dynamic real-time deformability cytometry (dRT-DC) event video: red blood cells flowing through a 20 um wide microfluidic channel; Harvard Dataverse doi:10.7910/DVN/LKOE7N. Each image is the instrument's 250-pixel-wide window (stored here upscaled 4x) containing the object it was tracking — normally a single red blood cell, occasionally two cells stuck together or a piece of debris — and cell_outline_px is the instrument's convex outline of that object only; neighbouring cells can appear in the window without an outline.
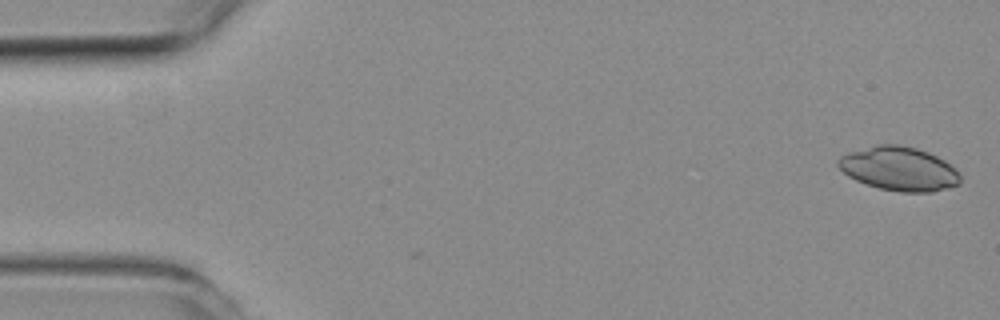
{"species": "common noctule bat (a hibernating species)", "species_latin": "Nyctalus noctula", "temperature_condition": "room temperature", "stored_images_in_passage": 3, "camera_frame_rate_fps": 3000, "um_per_image_px": 0.085, "animal": {"sex": "female", "body_mass_g": 19.3, "forearm_length_mm": 54.1}, "frame": {"image": 1, "passage_image": 1, "time_ms": 0.0, "image_size_px": [1000, 320], "cell_outline_px": [[960, 184], [948, 188], [932, 192], [900, 192], [880, 188], [856, 180], [848, 176], [836, 164], [836, 160], [840, 156], [848, 152], [880, 144], [896, 144], [916, 148], [928, 152], [944, 160], [960, 176]], "centroid_in_image_um": [76.39, 14.35], "position_along_channel_um": 8.6, "area_um2": 30.98}}